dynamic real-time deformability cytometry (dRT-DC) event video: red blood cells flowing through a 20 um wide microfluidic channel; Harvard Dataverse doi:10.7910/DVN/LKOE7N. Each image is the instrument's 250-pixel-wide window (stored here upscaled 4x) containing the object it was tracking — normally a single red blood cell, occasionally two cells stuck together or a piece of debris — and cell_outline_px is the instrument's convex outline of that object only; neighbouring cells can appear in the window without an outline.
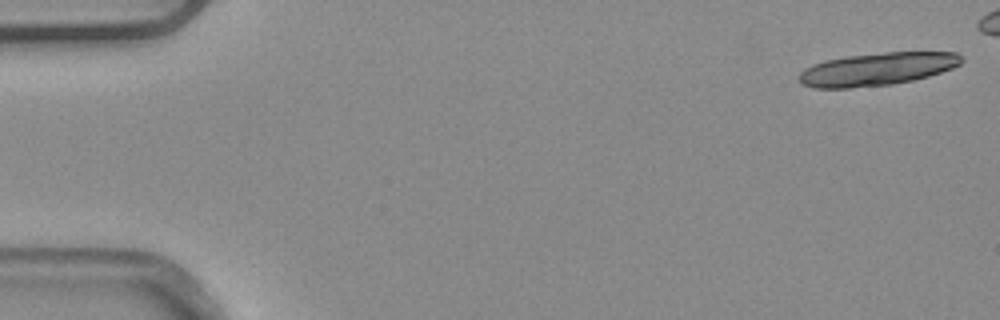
{"species": "common noctule bat (a hibernating species)", "species_latin": "Nyctalus noctula", "temperature_condition": "warm", "stored_images_in_passage": 4, "camera_frame_rate_fps": 3000, "um_per_image_px": 0.085, "animal": {"sex": "male", "body_mass_g": 20.4}, "frame": {"image": 1, "passage_image": 1, "time_ms": 0.0, "image_size_px": [1000, 320], "cell_outline_px": [[964, 60], [960, 64], [952, 68], [928, 76], [912, 80], [892, 84], [852, 88], [812, 88], [804, 84], [800, 80], [800, 72], [804, 68], [812, 64], [824, 60], [848, 56], [884, 52], [956, 52]], "centroid_in_image_um": [74.54, 5.87], "position_along_channel_um": 10.5, "area_um2": 30.98}}